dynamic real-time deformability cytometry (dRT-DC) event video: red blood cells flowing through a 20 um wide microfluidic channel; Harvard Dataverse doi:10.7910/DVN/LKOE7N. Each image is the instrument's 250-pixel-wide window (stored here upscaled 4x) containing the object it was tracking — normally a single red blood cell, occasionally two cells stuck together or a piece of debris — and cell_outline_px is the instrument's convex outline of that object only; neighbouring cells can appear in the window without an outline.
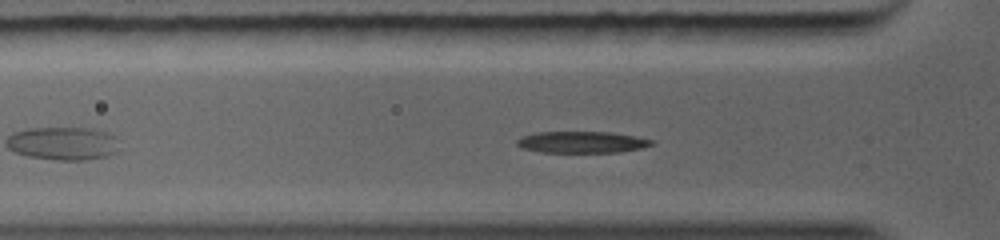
{"species": "common noctule bat (a hibernating species)", "species_latin": "Nyctalus noctula", "temperature_condition": "warm", "stored_images_in_passage": 22, "camera_frame_rate_fps": 5000, "um_per_image_px": 0.085, "animal": {"sex": "female", "body_mass_g": 19.0, "forearm_length_mm": 56.7}, "frame": {"image": 1, "passage_image": 4, "time_ms": 1.2, "image_size_px": [1000, 240], "cell_outline_px": [[656, 144], [640, 148], [620, 152], [540, 152], [520, 148], [516, 144], [516, 140], [524, 136], [536, 132], [612, 132], [636, 136], [656, 140]], "centroid_in_image_um": [49.5, 12.08], "position_along_channel_um": 76.3, "area_um2": 17.05}}